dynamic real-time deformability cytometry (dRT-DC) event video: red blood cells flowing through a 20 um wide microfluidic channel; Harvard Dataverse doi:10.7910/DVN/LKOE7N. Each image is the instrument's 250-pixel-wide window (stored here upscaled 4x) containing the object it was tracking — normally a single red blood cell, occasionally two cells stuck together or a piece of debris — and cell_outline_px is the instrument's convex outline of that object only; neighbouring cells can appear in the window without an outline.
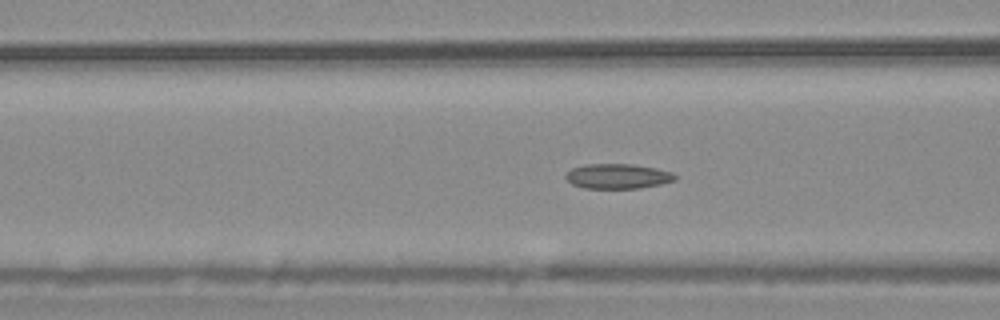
{"species": "common noctule bat (a hibernating species)", "species_latin": "Nyctalus noctula", "temperature_condition": "warm", "stored_images_in_passage": 56, "camera_frame_rate_fps": 3000, "um_per_image_px": 0.085, "animal": {"sex": "male", "body_mass_g": 20.4}, "frame": {"image": 1, "passage_image": 22, "time_ms": 7.0, "image_size_px": [1000, 320], "cell_outline_px": [[676, 180], [660, 184], [640, 188], [584, 188], [572, 184], [564, 176], [572, 168], [584, 164], [632, 164], [656, 168], [672, 172], [676, 176]], "centroid_in_image_um": [52.51, 14.97], "position_along_channel_um": 114.1, "area_um2": 15.84}}
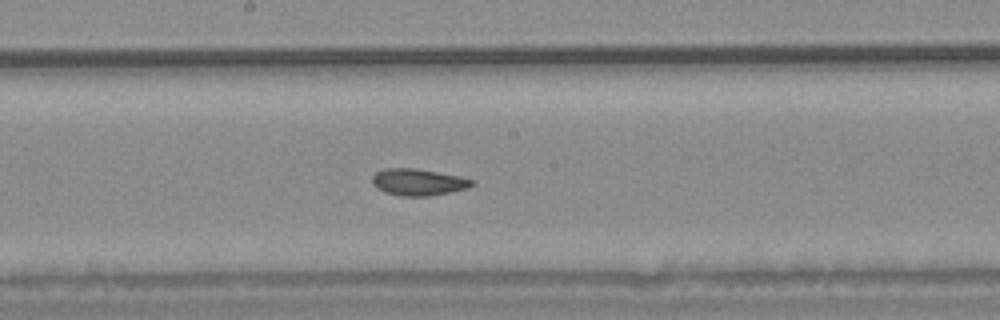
{"frame": {"image": 2, "passage_image": 30, "time_ms": 9.667, "image_size_px": [1000, 320], "cell_outline_px": [[476, 184], [468, 188], [428, 196], [400, 196], [384, 192], [376, 188], [372, 184], [372, 176], [376, 172], [384, 168], [416, 168], [476, 180]], "centroid_in_image_um": [35.52, 15.48], "position_along_channel_um": 212.7, "area_um2": 15.55}}
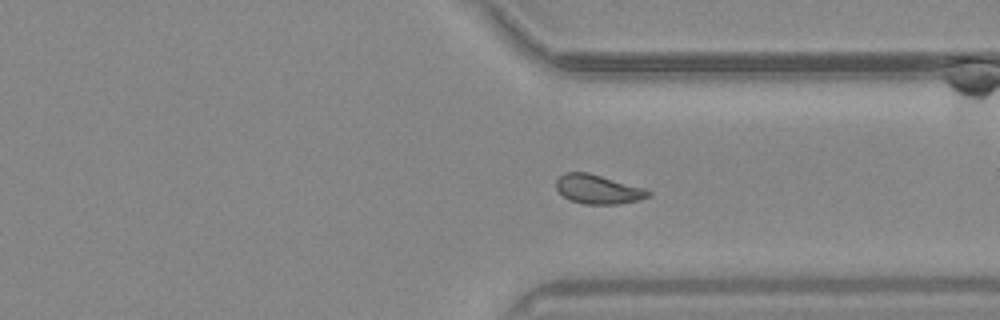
{"frame": {"image": 3, "passage_image": 42, "time_ms": 13.667, "image_size_px": [1000, 320], "cell_outline_px": [[652, 192], [648, 196], [640, 200], [616, 204], [584, 204], [568, 200], [556, 188], [556, 180], [564, 172], [588, 172], [648, 188]], "centroid_in_image_um": [50.86, 16.08], "position_along_channel_um": 360.5, "area_um2": 15.9}, "authors_computed_cell_mechanics": {"area_um2": 16.0973, "velocity_mm_per_s": 3.6926, "shape_relaxation_time_tau1_ms": 11.0001, "shape_relaxation_time_tau2_ms": 2.0689, "deformation_change_tau1": 0.1764, "deformation_change_tau2": 0.0746}}